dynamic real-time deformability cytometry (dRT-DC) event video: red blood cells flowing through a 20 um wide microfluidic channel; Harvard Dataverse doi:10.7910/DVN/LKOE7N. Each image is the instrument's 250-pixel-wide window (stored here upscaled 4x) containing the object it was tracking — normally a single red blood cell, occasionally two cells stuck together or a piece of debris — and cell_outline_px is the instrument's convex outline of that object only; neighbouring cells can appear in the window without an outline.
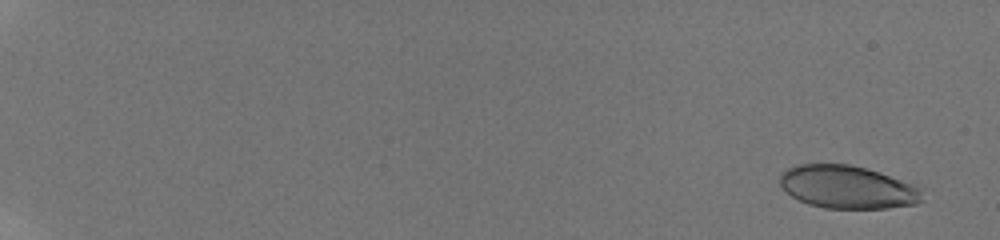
{"species": "human", "species_latin": "Homo sapiens", "temperature_condition": "room temperature", "stored_images_in_passage": 21, "camera_frame_rate_fps": 3000, "um_per_image_px": 0.085, "donor": {"sex": "male"}, "frame": {"image": 1, "passage_image": 2, "time_ms": 1.0, "image_size_px": [1000, 240], "cell_outline_px": [[924, 188], [920, 200], [916, 204], [888, 208], [824, 208], [808, 204], [792, 196], [780, 184], [780, 176], [788, 168], [796, 164], [852, 164], [880, 172]], "centroid_in_image_um": [72.06, 15.9], "position_along_channel_um": 12.9, "area_um2": 35.6}}
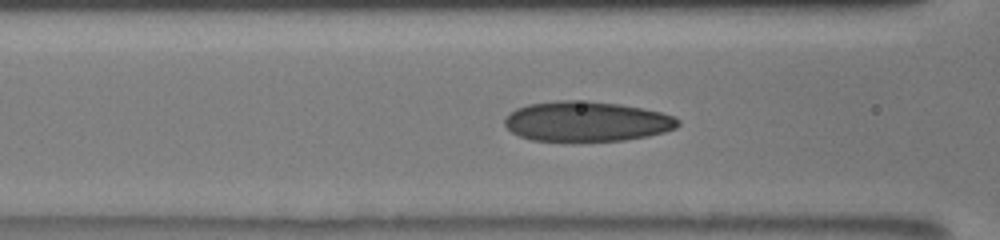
{"frame": {"image": 2, "passage_image": 11, "time_ms": 9.333, "image_size_px": [1000, 240], "cell_outline_px": [[680, 124], [676, 128], [664, 132], [648, 136], [624, 140], [572, 144], [532, 140], [520, 136], [512, 132], [504, 124], [504, 120], [508, 112], [516, 108], [528, 104], [556, 100], [588, 100], [620, 104], [660, 112], [676, 116], [680, 120]], "centroid_in_image_um": [49.83, 10.35], "position_along_channel_um": 116.8, "area_um2": 41.79}}
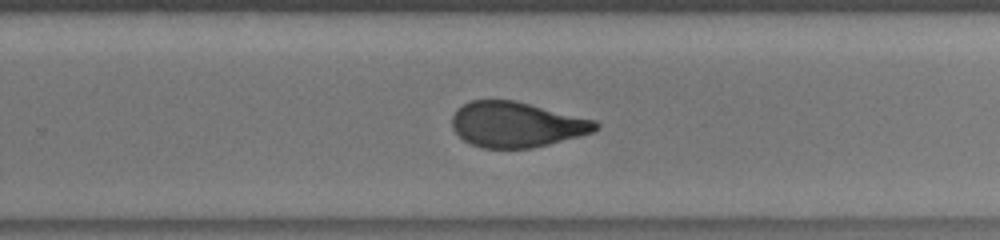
{"frame": {"image": 3, "passage_image": 21, "time_ms": 13.667, "image_size_px": [1000, 240], "cell_outline_px": [[600, 128], [592, 132], [580, 136], [532, 148], [480, 148], [464, 140], [452, 128], [452, 116], [456, 108], [472, 100], [516, 100], [596, 120], [600, 124]], "centroid_in_image_um": [43.91, 10.58], "position_along_channel_um": 285.9, "area_um2": 38.09}}